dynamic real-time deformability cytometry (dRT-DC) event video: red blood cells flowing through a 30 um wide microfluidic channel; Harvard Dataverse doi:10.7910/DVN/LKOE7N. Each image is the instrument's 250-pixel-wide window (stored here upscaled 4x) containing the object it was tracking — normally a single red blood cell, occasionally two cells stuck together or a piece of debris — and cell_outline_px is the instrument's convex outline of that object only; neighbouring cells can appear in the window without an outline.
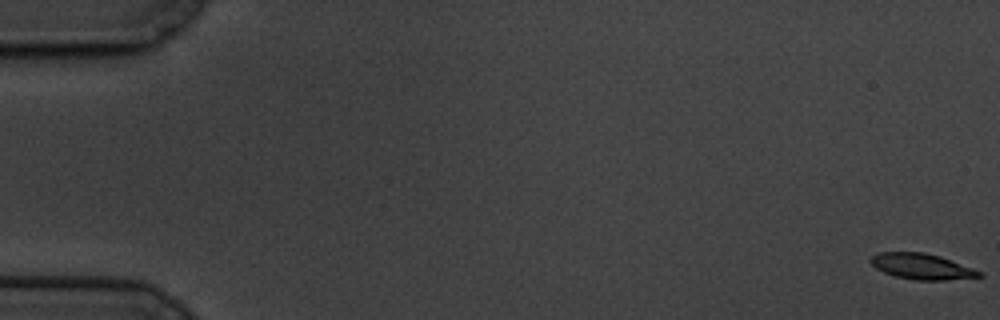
{"species": "common noctule bat (a hibernating species)", "species_latin": "Nyctalus noctula", "temperature_condition": "cold", "stored_images_in_passage": 6, "camera_frame_rate_fps": 3000, "um_per_image_px": 0.085, "animal": {"sex": "male", "body_mass_g": 19.5, "forearm_length_mm": 54.6}, "frame": {"image": 1, "passage_image": 1, "time_ms": 0.0, "image_size_px": [1000, 320], "cell_outline_px": [[984, 276], [944, 280], [916, 280], [896, 276], [884, 272], [876, 268], [868, 260], [872, 256], [880, 252], [924, 252], [940, 256], [972, 268], [980, 272]], "centroid_in_image_um": [78.32, 22.64], "position_along_channel_um": 6.7, "area_um2": 16.07}}
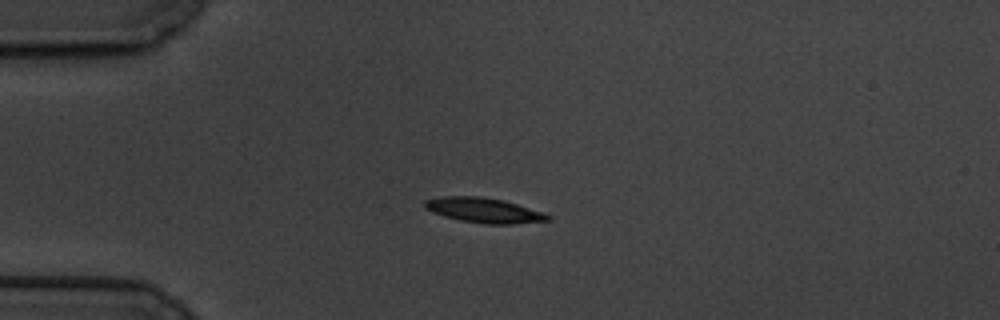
{"frame": {"image": 2, "passage_image": 5, "time_ms": 5.0, "image_size_px": [1000, 320], "cell_outline_px": [[552, 220], [512, 224], [484, 224], [460, 220], [444, 216], [432, 212], [424, 208], [424, 200], [440, 196], [480, 196], [504, 200], [544, 212], [552, 216]], "centroid_in_image_um": [41.14, 17.87], "position_along_channel_um": 43.9, "area_um2": 18.09}}